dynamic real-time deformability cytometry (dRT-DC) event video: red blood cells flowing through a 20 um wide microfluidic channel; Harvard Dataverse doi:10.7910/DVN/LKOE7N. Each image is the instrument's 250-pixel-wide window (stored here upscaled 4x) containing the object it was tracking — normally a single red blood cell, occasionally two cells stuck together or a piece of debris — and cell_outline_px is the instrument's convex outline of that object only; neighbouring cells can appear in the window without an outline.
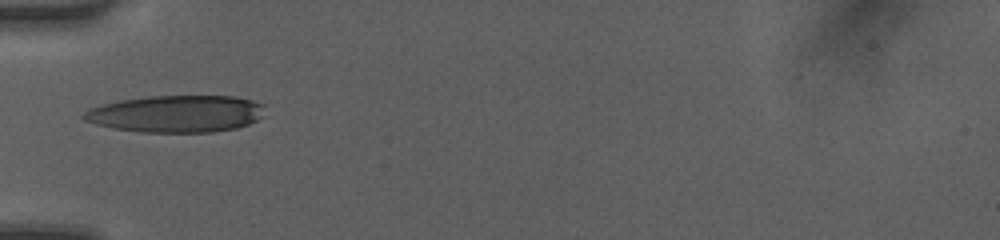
{"species": "human", "species_latin": "Homo sapiens", "temperature_condition": "room temperature", "stored_images_in_passage": 28, "camera_frame_rate_fps": 3000, "um_per_image_px": 0.085, "donor": {"sex": "female"}, "frame": {"image": 1, "passage_image": 1, "time_ms": 0.0, "image_size_px": [1000, 240], "cell_outline_px": [[264, 116], [248, 124], [236, 128], [212, 132], [140, 132], [112, 128], [96, 124], [84, 120], [80, 116], [84, 112], [92, 108], [104, 104], [120, 100], [148, 96], [236, 96], [252, 100], [264, 104]], "centroid_in_image_um": [15.01, 9.67], "position_along_channel_um": 70.0, "area_um2": 39.19}}
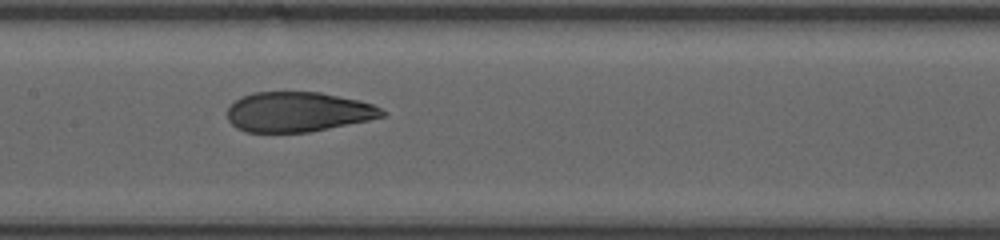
{"frame": {"image": 2, "passage_image": 9, "time_ms": 2.667, "image_size_px": [1000, 240], "cell_outline_px": [[384, 116], [368, 120], [308, 132], [244, 132], [236, 128], [228, 120], [228, 108], [236, 100], [252, 92], [320, 92], [360, 100], [372, 104], [380, 108], [384, 112]], "centroid_in_image_um": [25.31, 9.51], "position_along_channel_um": 182.1, "area_um2": 35.78}}
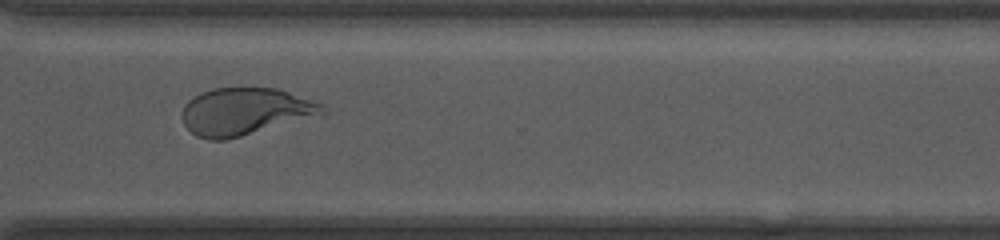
{"frame": {"image": 3, "passage_image": 20, "time_ms": 6.333, "image_size_px": [1000, 240], "cell_outline_px": [[328, 116], [224, 140], [208, 140], [196, 136], [184, 124], [180, 116], [184, 104], [188, 100], [200, 92], [212, 88], [276, 88], [288, 92], [320, 104], [328, 112]], "centroid_in_image_um": [20.87, 9.5], "position_along_channel_um": 349.7, "area_um2": 39.42}, "authors_computed_cell_mechanics": {"area_um2": 37.9746, "velocity_mm_per_s": 4.2295, "shape_relaxation_time_tau1_ms": 3.8589, "shape_relaxation_time_tau2_ms": 1.3436, "deformation_change_tau1": 0.1792, "deformation_change_tau2": 0.0789}}